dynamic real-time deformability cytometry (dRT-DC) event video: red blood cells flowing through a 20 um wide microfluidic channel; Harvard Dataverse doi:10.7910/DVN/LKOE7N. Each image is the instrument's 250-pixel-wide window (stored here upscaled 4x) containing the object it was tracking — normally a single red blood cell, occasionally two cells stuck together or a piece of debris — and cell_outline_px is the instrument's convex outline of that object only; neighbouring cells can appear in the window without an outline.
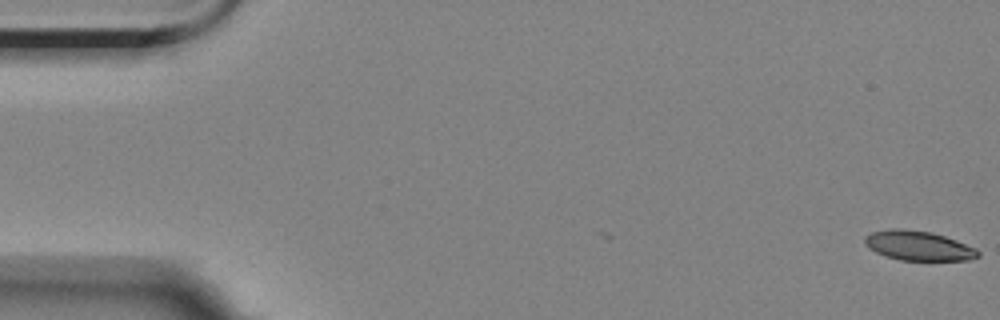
{"species": "Egyptian fruit bat (a non-hibernating species)", "species_latin": "Rousettus aegyptiacus", "temperature_condition": "room temperature", "stored_images_in_passage": 2, "camera_frame_rate_fps": 3000, "um_per_image_px": 0.085, "animal": {"sex": "female"}, "frame": {"image": 1, "passage_image": 2, "time_ms": 0.333, "image_size_px": [1000, 320], "cell_outline_px": [[980, 256], [968, 260], [900, 260], [876, 252], [868, 248], [864, 244], [864, 236], [872, 232], [888, 228], [900, 228], [932, 232], [956, 240], [976, 248], [980, 252]], "centroid_in_image_um": [78.05, 20.87], "position_along_channel_um": 7.0, "area_um2": 19.59}}